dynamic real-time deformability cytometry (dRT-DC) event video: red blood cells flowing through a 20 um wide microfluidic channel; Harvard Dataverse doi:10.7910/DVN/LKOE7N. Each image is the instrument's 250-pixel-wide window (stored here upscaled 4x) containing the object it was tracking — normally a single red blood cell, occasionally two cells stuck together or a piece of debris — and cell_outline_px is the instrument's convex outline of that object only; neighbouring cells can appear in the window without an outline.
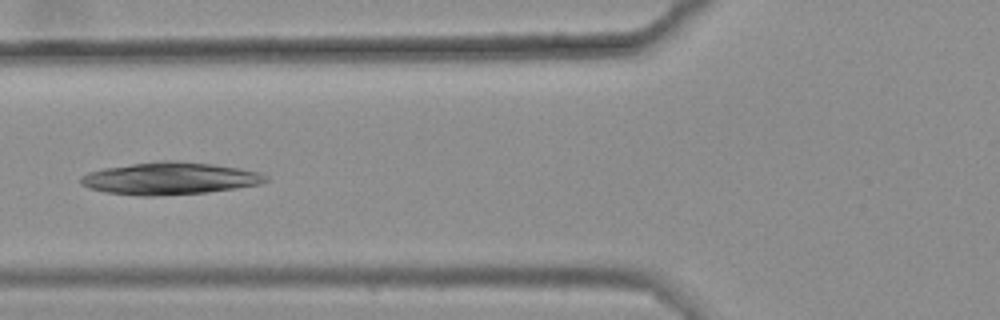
{"species": "common noctule bat (a hibernating species)", "species_latin": "Nyctalus noctula", "temperature_condition": "warm", "stored_images_in_passage": 45, "camera_frame_rate_fps": 3000, "um_per_image_px": 0.085, "animal": {"sex": "female", "body_mass_g": 25.1}, "frame": {"image": 1, "passage_image": 20, "time_ms": 6.333, "image_size_px": [1000, 320], "cell_outline_px": [[268, 180], [260, 184], [236, 188], [208, 192], [156, 196], [140, 196], [104, 192], [88, 188], [80, 184], [80, 176], [88, 172], [104, 168], [160, 160], [172, 160], [212, 164], [240, 168], [260, 172], [268, 176]], "centroid_in_image_um": [14.41, 15.17], "position_along_channel_um": 111.4, "area_um2": 34.97}}
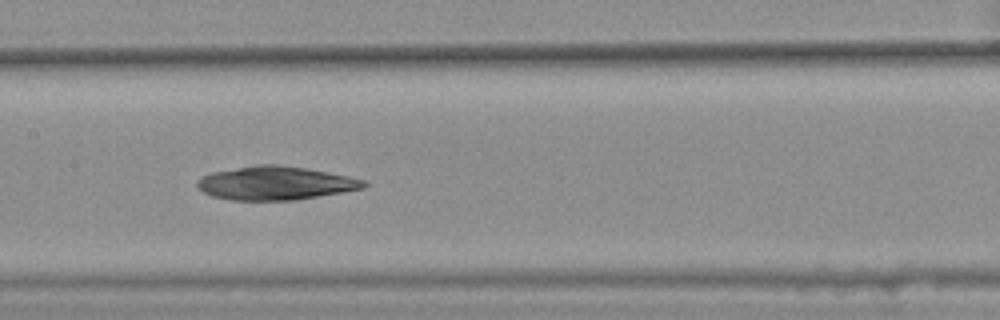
{"frame": {"image": 2, "passage_image": 26, "time_ms": 8.333, "image_size_px": [1000, 320], "cell_outline_px": [[368, 184], [364, 188], [292, 200], [232, 200], [212, 196], [196, 188], [196, 180], [200, 176], [212, 172], [256, 164], [276, 164], [308, 168], [348, 176], [364, 180]], "centroid_in_image_um": [23.35, 15.55], "position_along_channel_um": 184.1, "area_um2": 32.54}}
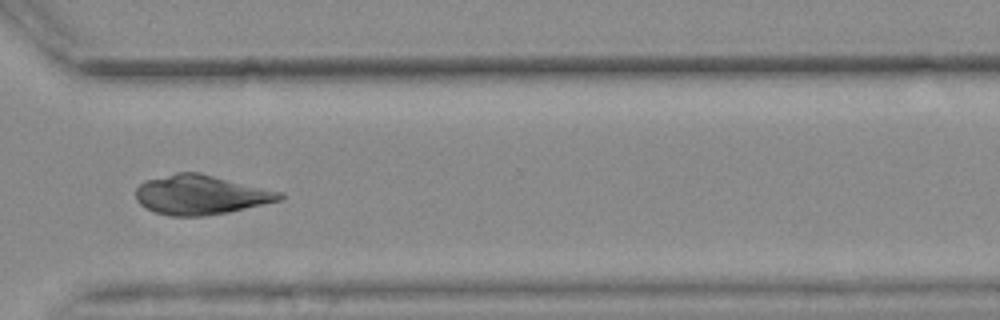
{"frame": {"image": 3, "passage_image": 40, "time_ms": 13.0, "image_size_px": [1000, 320], "cell_outline_px": [[284, 196], [280, 200], [228, 212], [204, 216], [168, 216], [144, 208], [136, 200], [136, 188], [144, 180], [176, 172], [200, 172], [284, 192]], "centroid_in_image_um": [17.04, 16.55], "position_along_channel_um": 353.6, "area_um2": 33.35}}